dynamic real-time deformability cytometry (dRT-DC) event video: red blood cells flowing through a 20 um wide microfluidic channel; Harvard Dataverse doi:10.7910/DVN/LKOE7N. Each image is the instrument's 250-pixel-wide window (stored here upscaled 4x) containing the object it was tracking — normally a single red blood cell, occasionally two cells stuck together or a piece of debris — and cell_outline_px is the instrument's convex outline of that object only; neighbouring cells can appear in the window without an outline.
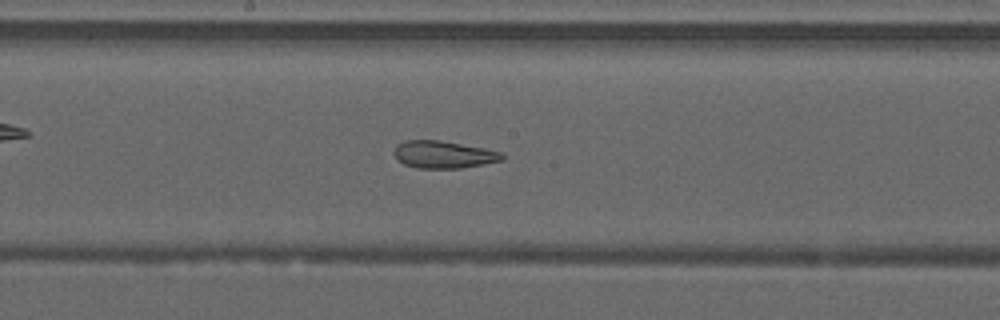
{"species": "common noctule bat (a hibernating species)", "species_latin": "Nyctalus noctula", "temperature_condition": "warm", "stored_images_in_passage": 40, "camera_frame_rate_fps": 3000, "um_per_image_px": 0.085, "animal": {"sex": "male", "forearm_length_mm": 52.5}, "frame": {"image": 1, "passage_image": 18, "time_ms": 5.667, "image_size_px": [1000, 320], "cell_outline_px": [[504, 160], [484, 164], [460, 168], [416, 168], [404, 164], [396, 160], [392, 152], [396, 144], [404, 140], [440, 140], [484, 148], [500, 152], [504, 156]], "centroid_in_image_um": [37.64, 13.13], "position_along_channel_um": 210.6, "area_um2": 17.4}, "authors_computed_cell_mechanics": {"area_um2": 19.1029, "velocity_mm_per_s": 4.2339, "shape_relaxation_time_tau1_ms": null, "shape_relaxation_time_tau2_ms": 2.289, "deformation_change_tau1": null, "deformation_change_tau2": 0.1061}}